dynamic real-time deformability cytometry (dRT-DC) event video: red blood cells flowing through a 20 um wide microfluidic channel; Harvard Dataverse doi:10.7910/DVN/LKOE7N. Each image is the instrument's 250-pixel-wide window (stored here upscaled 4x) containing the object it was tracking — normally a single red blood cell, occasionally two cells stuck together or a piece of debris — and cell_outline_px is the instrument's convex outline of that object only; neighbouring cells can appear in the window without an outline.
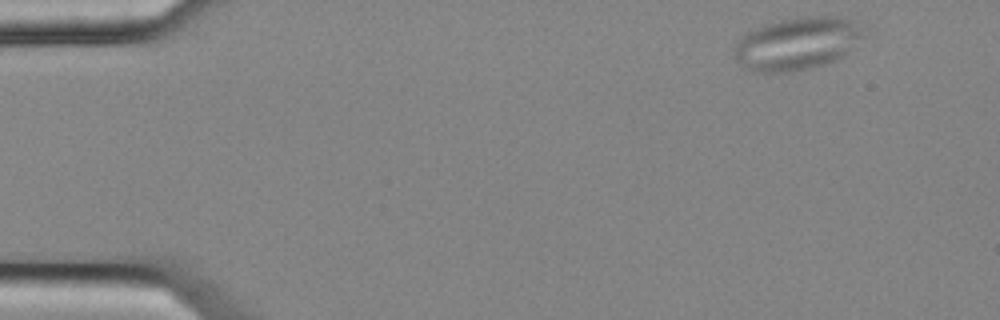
{"species": "common noctule bat (a hibernating species)", "species_latin": "Nyctalus noctula", "temperature_condition": "cold", "stored_images_in_passage": 52, "camera_frame_rate_fps": 3000, "um_per_image_px": 0.085, "animal": {"sex": "female", "body_mass_g": 25.1}, "frame": {"image": 1, "passage_image": 2, "time_ms": 0.333, "image_size_px": [1000, 320], "cell_outline_px": [[860, 36], [840, 56], [824, 64], [808, 68], [788, 72], [752, 72], [736, 56], [736, 44], [748, 32], [764, 24], [804, 16], [840, 16], [856, 20], [860, 32]], "centroid_in_image_um": [67.72, 3.68], "position_along_channel_um": 17.3, "area_um2": 38.15}}
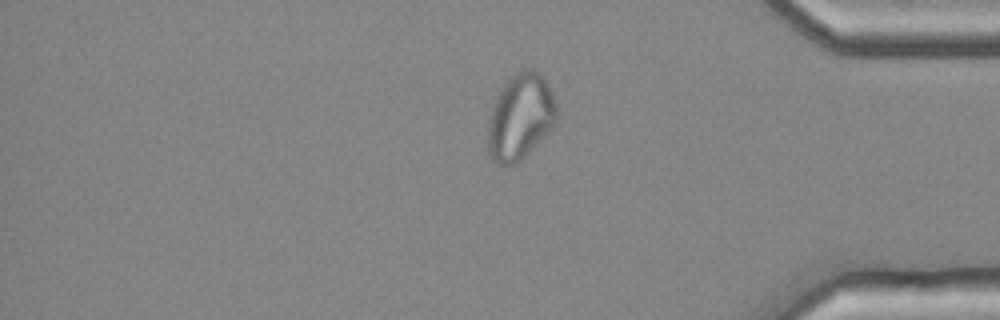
{"frame": {"image": 2, "passage_image": 43, "time_ms": 14.0, "image_size_px": [1000, 320], "cell_outline_px": [[560, 112], [556, 124], [516, 164], [508, 168], [492, 160], [488, 152], [488, 124], [492, 108], [504, 84], [516, 72], [524, 68], [532, 68], [540, 72], [544, 76], [552, 92]], "centroid_in_image_um": [44.27, 9.93], "position_along_channel_um": 390.9, "area_um2": 34.74}}
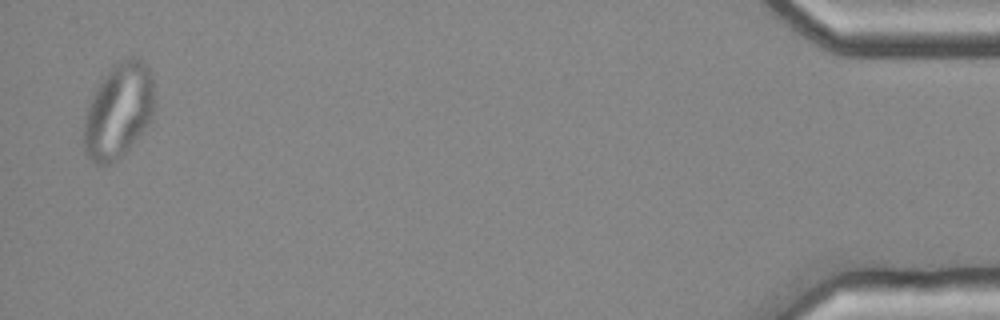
{"frame": {"image": 3, "passage_image": 51, "time_ms": 16.667, "image_size_px": [1000, 320], "cell_outline_px": [[152, 120], [128, 148], [116, 160], [108, 164], [96, 164], [84, 152], [84, 116], [92, 96], [96, 88], [112, 64], [128, 56], [136, 56], [144, 60], [148, 68], [152, 80]], "centroid_in_image_um": [10.05, 9.38], "position_along_channel_um": 425.1, "area_um2": 38.78}}